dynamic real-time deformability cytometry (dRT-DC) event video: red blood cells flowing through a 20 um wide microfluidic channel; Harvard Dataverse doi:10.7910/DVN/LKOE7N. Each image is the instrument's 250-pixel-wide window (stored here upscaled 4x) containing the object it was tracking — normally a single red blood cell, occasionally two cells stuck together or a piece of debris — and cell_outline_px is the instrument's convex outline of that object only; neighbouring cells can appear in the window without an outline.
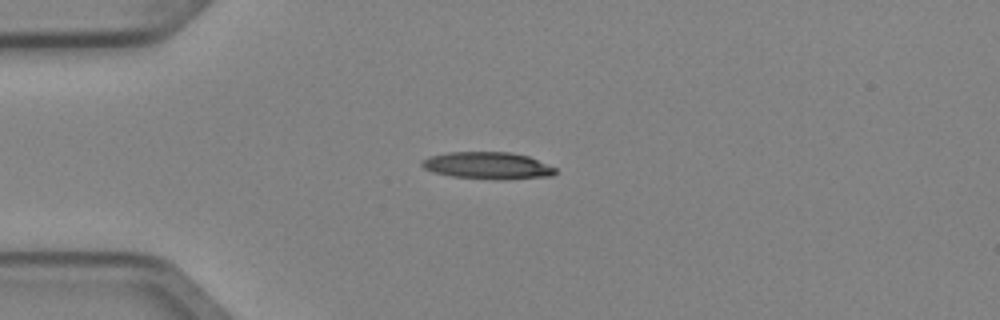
{"species": "Egyptian fruit bat (a non-hibernating species)", "species_latin": "Rousettus aegyptiacus", "temperature_condition": "cold", "stored_images_in_passage": 3, "camera_frame_rate_fps": 3000, "um_per_image_px": 0.085, "animal": {"sex": "female"}, "frame": {"image": 1, "passage_image": 2, "time_ms": 0.333, "image_size_px": [1000, 320], "cell_outline_px": [[556, 172], [552, 176], [504, 180], [496, 180], [452, 176], [432, 172], [424, 168], [420, 164], [428, 156], [448, 152], [512, 152], [528, 156], [556, 168]], "centroid_in_image_um": [41.45, 14.08], "position_along_channel_um": 43.5, "area_um2": 21.15}}
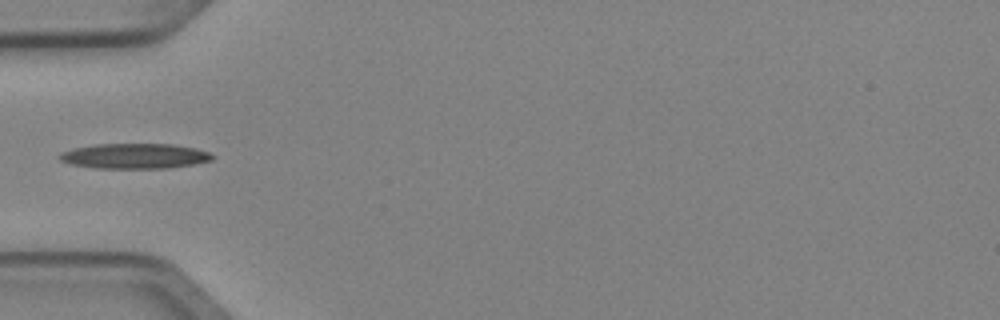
{"frame": {"image": 2, "passage_image": 3, "time_ms": 0.667, "image_size_px": [1000, 320], "cell_outline_px": [[212, 160], [192, 164], [168, 168], [96, 168], [72, 164], [60, 160], [56, 156], [60, 152], [72, 148], [92, 144], [172, 144], [196, 148], [208, 152], [212, 156]], "centroid_in_image_um": [11.38, 13.25], "position_along_channel_um": 73.6, "area_um2": 22.43}}